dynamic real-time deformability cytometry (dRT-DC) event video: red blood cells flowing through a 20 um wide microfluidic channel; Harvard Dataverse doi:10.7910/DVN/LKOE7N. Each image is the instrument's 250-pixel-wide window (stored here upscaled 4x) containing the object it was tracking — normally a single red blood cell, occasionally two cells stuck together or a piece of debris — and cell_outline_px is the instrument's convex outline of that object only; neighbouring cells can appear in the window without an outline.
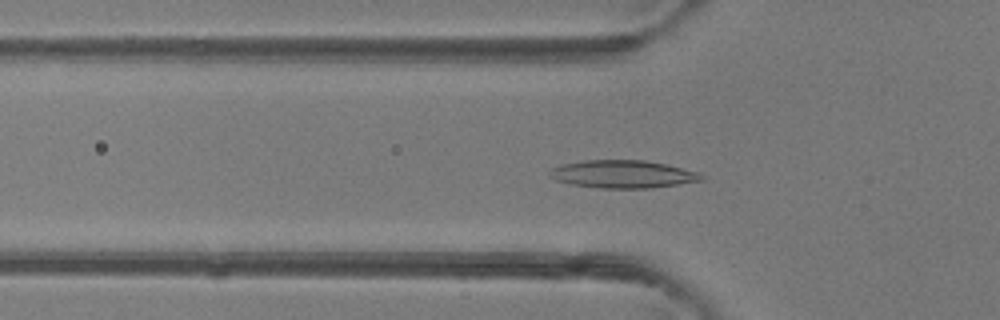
{"species": "common noctule bat (a hibernating species)", "species_latin": "Nyctalus noctula", "temperature_condition": "room temperature", "stored_images_in_passage": 48, "camera_frame_rate_fps": 3000, "um_per_image_px": 0.085, "animal": {"sex": "female"}, "frame": {"image": 1, "passage_image": 16, "time_ms": 5.0, "image_size_px": [1000, 320], "cell_outline_px": [[704, 180], [648, 188], [600, 188], [572, 184], [556, 180], [548, 176], [548, 172], [552, 168], [560, 164], [584, 160], [644, 160], [668, 164], [696, 172], [704, 176]], "centroid_in_image_um": [52.89, 14.79], "position_along_channel_um": 72.9, "area_um2": 24.51}}
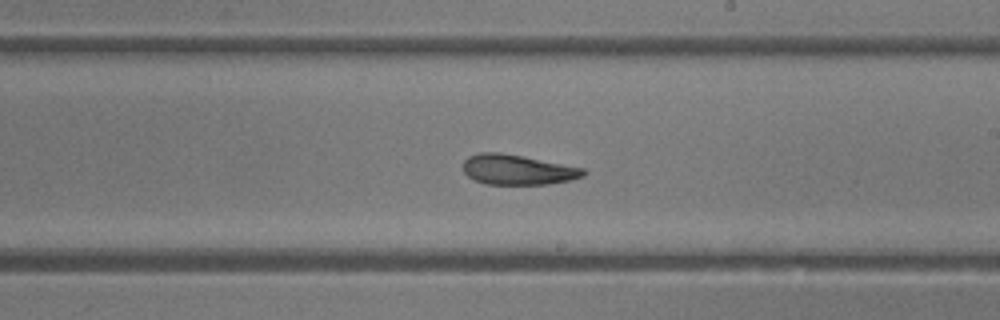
{"frame": {"image": 2, "passage_image": 28, "time_ms": 9.0, "image_size_px": [1000, 320], "cell_outline_px": [[588, 172], [584, 176], [572, 180], [548, 184], [484, 184], [472, 180], [464, 172], [464, 160], [468, 156], [480, 152], [500, 152], [584, 168]], "centroid_in_image_um": [43.99, 14.43], "position_along_channel_um": 245.0, "area_um2": 21.15}}
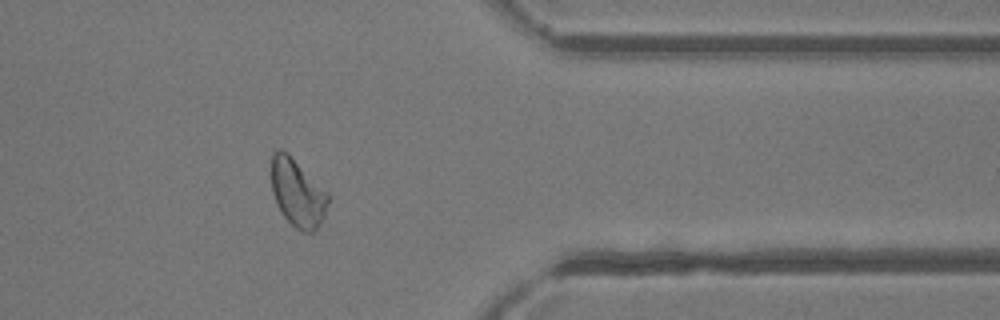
{"frame": {"image": 3, "passage_image": 39, "time_ms": 12.667, "image_size_px": [1000, 320], "cell_outline_px": [[332, 196], [324, 216], [320, 224], [312, 232], [304, 232], [296, 228], [284, 216], [276, 204], [272, 192], [272, 152], [276, 148], [280, 148], [288, 152]], "centroid_in_image_um": [25.31, 16.36], "position_along_channel_um": 386.1, "area_um2": 22.66}, "authors_computed_cell_mechanics": {"area_um2": 23.0044, "velocity_mm_per_s": 4.2858, "shape_relaxation_time_tau1_ms": 6.3461, "shape_relaxation_time_tau2_ms": 2.6641, "deformation_change_tau1": 0.1895, "deformation_change_tau2": 0.1}}